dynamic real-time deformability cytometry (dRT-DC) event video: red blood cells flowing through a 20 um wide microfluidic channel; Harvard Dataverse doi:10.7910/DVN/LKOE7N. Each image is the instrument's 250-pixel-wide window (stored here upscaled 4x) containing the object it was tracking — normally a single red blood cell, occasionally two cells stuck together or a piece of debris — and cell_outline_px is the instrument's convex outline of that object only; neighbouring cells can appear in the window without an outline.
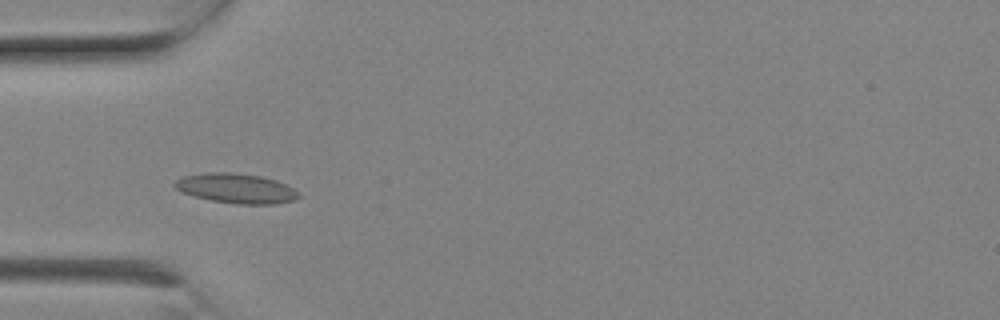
{"species": "Egyptian fruit bat (a non-hibernating species)", "species_latin": "Rousettus aegyptiacus", "temperature_condition": "room temperature", "stored_images_in_passage": 6, "camera_frame_rate_fps": 3000, "um_per_image_px": 0.085, "animal": {"sex": "female"}, "frame": {"image": 1, "passage_image": 5, "time_ms": 1.333, "image_size_px": [1000, 320], "cell_outline_px": [[300, 196], [296, 200], [272, 204], [236, 204], [212, 200], [196, 196], [184, 192], [176, 188], [172, 184], [176, 180], [184, 176], [208, 172], [228, 172], [260, 176], [276, 180], [300, 192]], "centroid_in_image_um": [20.1, 16.01], "position_along_channel_um": 64.9, "area_um2": 21.27}}
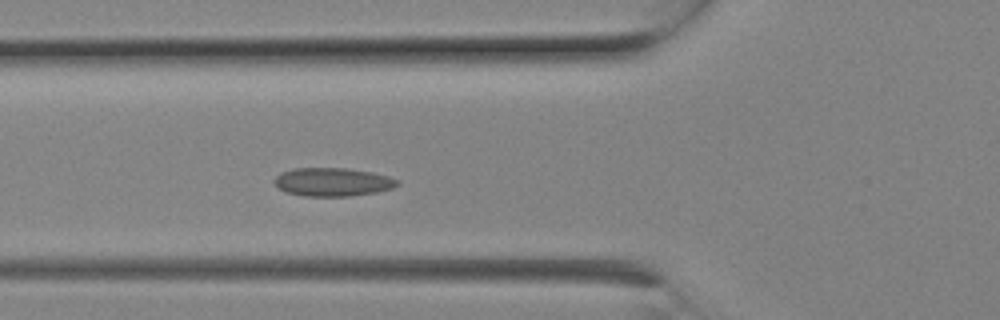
{"frame": {"image": 2, "passage_image": 6, "time_ms": 1.667, "image_size_px": [1000, 320], "cell_outline_px": [[400, 184], [392, 188], [376, 192], [348, 196], [304, 196], [288, 192], [280, 188], [272, 180], [280, 172], [292, 168], [348, 168], [372, 172], [388, 176], [400, 180]], "centroid_in_image_um": [28.29, 15.46], "position_along_channel_um": 97.5, "area_um2": 20.4}}